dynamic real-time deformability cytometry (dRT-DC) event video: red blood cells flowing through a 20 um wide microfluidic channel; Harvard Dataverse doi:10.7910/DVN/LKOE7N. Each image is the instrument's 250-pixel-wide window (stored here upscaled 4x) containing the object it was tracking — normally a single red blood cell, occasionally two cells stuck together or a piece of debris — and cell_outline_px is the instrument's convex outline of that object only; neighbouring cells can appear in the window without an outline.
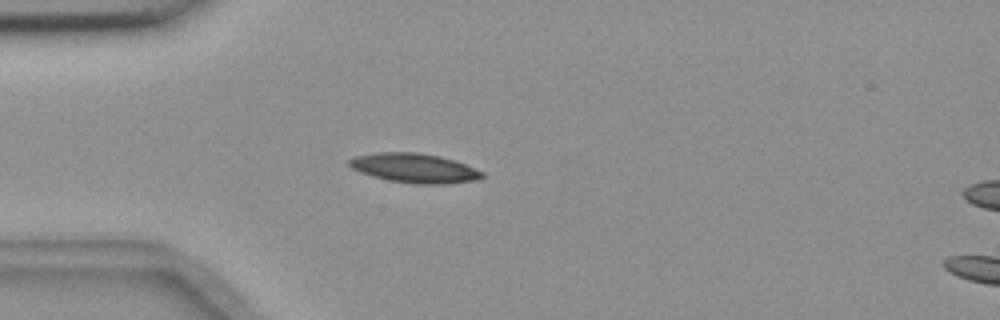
{"species": "common noctule bat (a hibernating species)", "species_latin": "Nyctalus noctula", "temperature_condition": "room temperature", "stored_images_in_passage": 55, "camera_frame_rate_fps": 3000, "um_per_image_px": 0.085, "animal": {"sex": "female", "body_mass_g": 18.4}, "frame": {"image": 1, "passage_image": 15, "time_ms": 4.667, "image_size_px": [1000, 320], "cell_outline_px": [[484, 176], [476, 180], [448, 184], [412, 184], [388, 180], [372, 176], [360, 172], [352, 168], [348, 164], [348, 160], [356, 156], [380, 152], [416, 152], [440, 156], [464, 164], [484, 172]], "centroid_in_image_um": [35.22, 14.3], "position_along_channel_um": 49.8, "area_um2": 22.72}}
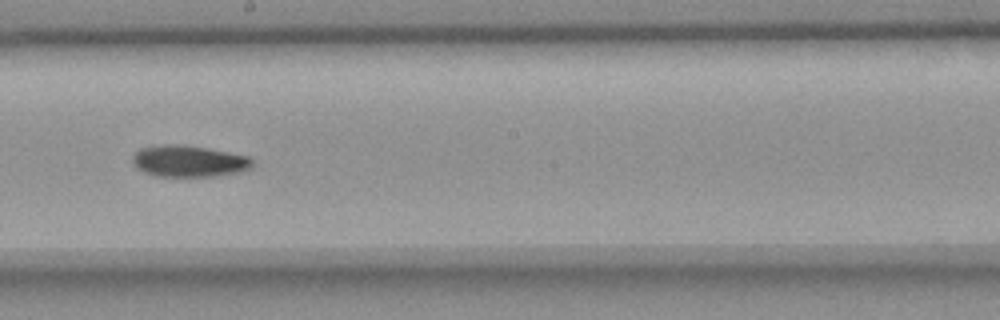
{"frame": {"image": 2, "passage_image": 31, "time_ms": 10.0, "image_size_px": [1000, 320], "cell_outline_px": [[252, 168], [240, 172], [216, 176], [152, 176], [136, 168], [132, 164], [132, 156], [140, 148], [164, 144], [184, 144], [208, 148], [248, 156], [252, 160]], "centroid_in_image_um": [16.02, 13.7], "position_along_channel_um": 232.2, "area_um2": 22.25}}
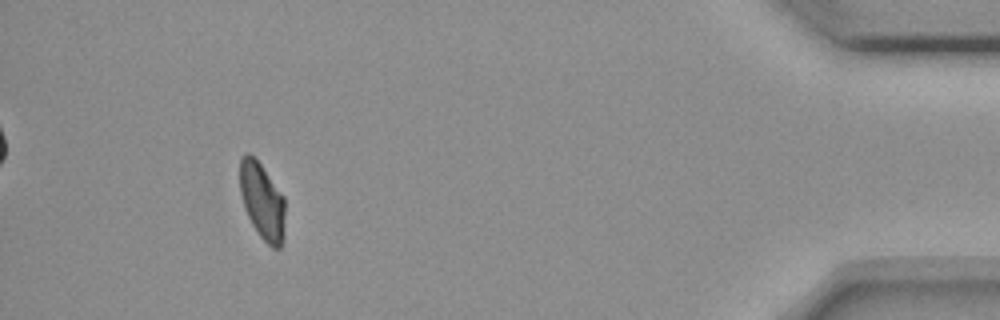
{"frame": {"image": 3, "passage_image": 51, "time_ms": 16.667, "image_size_px": [1000, 320], "cell_outline_px": [[284, 240], [280, 248], [272, 248], [260, 236], [252, 224], [244, 208], [240, 192], [240, 160], [244, 152], [248, 152], [260, 164], [284, 196]], "centroid_in_image_um": [22.28, 17.11], "position_along_channel_um": 412.9, "area_um2": 20.11}, "authors_computed_cell_mechanics": {"area_um2": 21.2126, "velocity_mm_per_s": 3.6491, "shape_relaxation_time_tau1_ms": 4.8813, "shape_relaxation_time_tau2_ms": null, "deformation_change_tau1": 0.1302, "deformation_change_tau2": null}}